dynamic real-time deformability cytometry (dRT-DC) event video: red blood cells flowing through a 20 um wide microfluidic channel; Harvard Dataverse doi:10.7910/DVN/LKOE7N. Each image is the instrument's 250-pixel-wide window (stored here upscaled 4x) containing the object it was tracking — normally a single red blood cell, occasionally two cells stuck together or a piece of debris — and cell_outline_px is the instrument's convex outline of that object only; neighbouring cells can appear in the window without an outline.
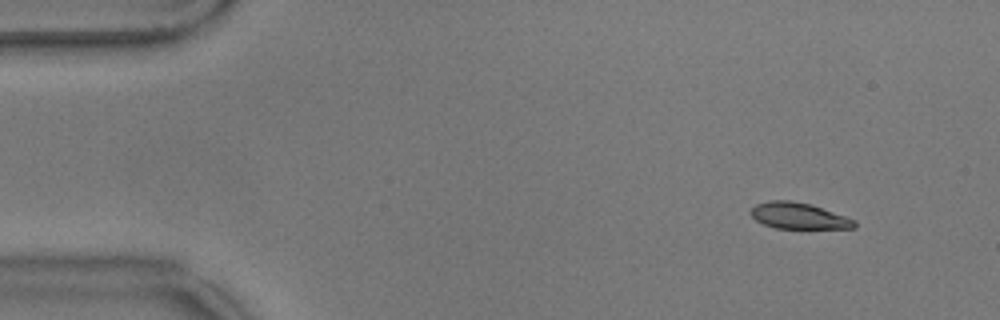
{"species": "common noctule bat (a hibernating species)", "species_latin": "Nyctalus noctula", "temperature_condition": "warm", "stored_images_in_passage": 3, "camera_frame_rate_fps": 3000, "um_per_image_px": 0.085, "animal": {"sex": "male", "body_mass_g": 17.9}, "frame": {"image": 1, "passage_image": 1, "time_ms": 0.0, "image_size_px": [1000, 320], "cell_outline_px": [[856, 228], [776, 228], [764, 224], [756, 220], [748, 212], [756, 204], [768, 200], [788, 200], [812, 204], [856, 220]], "centroid_in_image_um": [67.87, 18.33], "position_along_channel_um": 17.1, "area_um2": 15.84}}